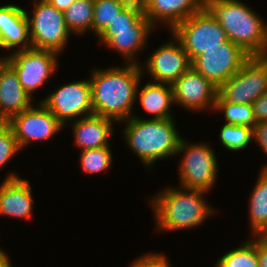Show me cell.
Wrapping results in <instances>:
<instances>
[{
  "mask_svg": "<svg viewBox=\"0 0 267 267\" xmlns=\"http://www.w3.org/2000/svg\"><path fill=\"white\" fill-rule=\"evenodd\" d=\"M142 68L140 64L113 66L105 70L94 67L89 78L94 114L115 123L131 118L138 97L137 86L144 72Z\"/></svg>",
  "mask_w": 267,
  "mask_h": 267,
  "instance_id": "obj_1",
  "label": "cell"
},
{
  "mask_svg": "<svg viewBox=\"0 0 267 267\" xmlns=\"http://www.w3.org/2000/svg\"><path fill=\"white\" fill-rule=\"evenodd\" d=\"M123 122L126 124L123 137L127 146L147 169L159 159L176 156L182 137L176 129L173 118L142 119L133 115Z\"/></svg>",
  "mask_w": 267,
  "mask_h": 267,
  "instance_id": "obj_2",
  "label": "cell"
},
{
  "mask_svg": "<svg viewBox=\"0 0 267 267\" xmlns=\"http://www.w3.org/2000/svg\"><path fill=\"white\" fill-rule=\"evenodd\" d=\"M206 191L181 187H166L150 203L155 214V229L185 230L201 225L216 212L204 200ZM213 213V214H212Z\"/></svg>",
  "mask_w": 267,
  "mask_h": 267,
  "instance_id": "obj_3",
  "label": "cell"
},
{
  "mask_svg": "<svg viewBox=\"0 0 267 267\" xmlns=\"http://www.w3.org/2000/svg\"><path fill=\"white\" fill-rule=\"evenodd\" d=\"M204 8L226 31L228 40L250 56L264 53L266 24L239 0H205Z\"/></svg>",
  "mask_w": 267,
  "mask_h": 267,
  "instance_id": "obj_4",
  "label": "cell"
},
{
  "mask_svg": "<svg viewBox=\"0 0 267 267\" xmlns=\"http://www.w3.org/2000/svg\"><path fill=\"white\" fill-rule=\"evenodd\" d=\"M153 29L144 16L141 0H132L97 38L125 57V64H139L137 53L144 50Z\"/></svg>",
  "mask_w": 267,
  "mask_h": 267,
  "instance_id": "obj_5",
  "label": "cell"
},
{
  "mask_svg": "<svg viewBox=\"0 0 267 267\" xmlns=\"http://www.w3.org/2000/svg\"><path fill=\"white\" fill-rule=\"evenodd\" d=\"M181 138L176 155L183 154L179 165L181 187L206 191L214 186L217 179V159L215 152L206 143L187 144Z\"/></svg>",
  "mask_w": 267,
  "mask_h": 267,
  "instance_id": "obj_6",
  "label": "cell"
},
{
  "mask_svg": "<svg viewBox=\"0 0 267 267\" xmlns=\"http://www.w3.org/2000/svg\"><path fill=\"white\" fill-rule=\"evenodd\" d=\"M267 91V57L250 56L218 87L216 102L252 104Z\"/></svg>",
  "mask_w": 267,
  "mask_h": 267,
  "instance_id": "obj_7",
  "label": "cell"
},
{
  "mask_svg": "<svg viewBox=\"0 0 267 267\" xmlns=\"http://www.w3.org/2000/svg\"><path fill=\"white\" fill-rule=\"evenodd\" d=\"M32 17L25 12L29 21L31 46L34 49L61 53L66 47L71 32L66 26L64 14L47 0H34Z\"/></svg>",
  "mask_w": 267,
  "mask_h": 267,
  "instance_id": "obj_8",
  "label": "cell"
},
{
  "mask_svg": "<svg viewBox=\"0 0 267 267\" xmlns=\"http://www.w3.org/2000/svg\"><path fill=\"white\" fill-rule=\"evenodd\" d=\"M171 32L181 42L191 62L205 50L228 41L226 31L205 8L180 22Z\"/></svg>",
  "mask_w": 267,
  "mask_h": 267,
  "instance_id": "obj_9",
  "label": "cell"
},
{
  "mask_svg": "<svg viewBox=\"0 0 267 267\" xmlns=\"http://www.w3.org/2000/svg\"><path fill=\"white\" fill-rule=\"evenodd\" d=\"M57 52L43 49L16 50L7 55V63L16 71L23 89L33 98L37 91L47 82L58 65Z\"/></svg>",
  "mask_w": 267,
  "mask_h": 267,
  "instance_id": "obj_10",
  "label": "cell"
},
{
  "mask_svg": "<svg viewBox=\"0 0 267 267\" xmlns=\"http://www.w3.org/2000/svg\"><path fill=\"white\" fill-rule=\"evenodd\" d=\"M249 57L240 46L228 40L205 50L191 62V66L219 87L237 73Z\"/></svg>",
  "mask_w": 267,
  "mask_h": 267,
  "instance_id": "obj_11",
  "label": "cell"
},
{
  "mask_svg": "<svg viewBox=\"0 0 267 267\" xmlns=\"http://www.w3.org/2000/svg\"><path fill=\"white\" fill-rule=\"evenodd\" d=\"M65 126L68 120H75L94 114L91 85L88 79L73 81L58 87L57 90L40 100Z\"/></svg>",
  "mask_w": 267,
  "mask_h": 267,
  "instance_id": "obj_12",
  "label": "cell"
},
{
  "mask_svg": "<svg viewBox=\"0 0 267 267\" xmlns=\"http://www.w3.org/2000/svg\"><path fill=\"white\" fill-rule=\"evenodd\" d=\"M37 105H32L9 120V126L21 149L32 142L46 141L63 128V125L42 102Z\"/></svg>",
  "mask_w": 267,
  "mask_h": 267,
  "instance_id": "obj_13",
  "label": "cell"
},
{
  "mask_svg": "<svg viewBox=\"0 0 267 267\" xmlns=\"http://www.w3.org/2000/svg\"><path fill=\"white\" fill-rule=\"evenodd\" d=\"M173 39L176 41L160 45L144 64L147 73L154 79L152 82L172 85L191 67L183 45L174 35Z\"/></svg>",
  "mask_w": 267,
  "mask_h": 267,
  "instance_id": "obj_14",
  "label": "cell"
},
{
  "mask_svg": "<svg viewBox=\"0 0 267 267\" xmlns=\"http://www.w3.org/2000/svg\"><path fill=\"white\" fill-rule=\"evenodd\" d=\"M174 104L191 111L214 109L218 87L192 66L172 84Z\"/></svg>",
  "mask_w": 267,
  "mask_h": 267,
  "instance_id": "obj_15",
  "label": "cell"
},
{
  "mask_svg": "<svg viewBox=\"0 0 267 267\" xmlns=\"http://www.w3.org/2000/svg\"><path fill=\"white\" fill-rule=\"evenodd\" d=\"M33 195L27 179L10 173L0 185V215L29 219L33 213Z\"/></svg>",
  "mask_w": 267,
  "mask_h": 267,
  "instance_id": "obj_16",
  "label": "cell"
},
{
  "mask_svg": "<svg viewBox=\"0 0 267 267\" xmlns=\"http://www.w3.org/2000/svg\"><path fill=\"white\" fill-rule=\"evenodd\" d=\"M205 0H141L144 16L149 22L165 23L173 30L180 22L204 8Z\"/></svg>",
  "mask_w": 267,
  "mask_h": 267,
  "instance_id": "obj_17",
  "label": "cell"
},
{
  "mask_svg": "<svg viewBox=\"0 0 267 267\" xmlns=\"http://www.w3.org/2000/svg\"><path fill=\"white\" fill-rule=\"evenodd\" d=\"M26 10L18 5L0 6V45L2 49L32 48ZM19 45V46H18ZM19 47V48H18Z\"/></svg>",
  "mask_w": 267,
  "mask_h": 267,
  "instance_id": "obj_18",
  "label": "cell"
},
{
  "mask_svg": "<svg viewBox=\"0 0 267 267\" xmlns=\"http://www.w3.org/2000/svg\"><path fill=\"white\" fill-rule=\"evenodd\" d=\"M33 101L21 86L16 71L6 63L0 69V113L9 121L34 105Z\"/></svg>",
  "mask_w": 267,
  "mask_h": 267,
  "instance_id": "obj_19",
  "label": "cell"
},
{
  "mask_svg": "<svg viewBox=\"0 0 267 267\" xmlns=\"http://www.w3.org/2000/svg\"><path fill=\"white\" fill-rule=\"evenodd\" d=\"M113 123V120L95 114L73 121L71 127L75 136V146L80 147L81 151L110 146L109 139L114 134Z\"/></svg>",
  "mask_w": 267,
  "mask_h": 267,
  "instance_id": "obj_20",
  "label": "cell"
},
{
  "mask_svg": "<svg viewBox=\"0 0 267 267\" xmlns=\"http://www.w3.org/2000/svg\"><path fill=\"white\" fill-rule=\"evenodd\" d=\"M140 83L141 81L137 86L136 94L139 95L138 100L142 109L153 115V119L173 118L170 111L174 103L172 85L148 81L139 92Z\"/></svg>",
  "mask_w": 267,
  "mask_h": 267,
  "instance_id": "obj_21",
  "label": "cell"
},
{
  "mask_svg": "<svg viewBox=\"0 0 267 267\" xmlns=\"http://www.w3.org/2000/svg\"><path fill=\"white\" fill-rule=\"evenodd\" d=\"M260 172L249 199V223L254 236L267 235V171Z\"/></svg>",
  "mask_w": 267,
  "mask_h": 267,
  "instance_id": "obj_22",
  "label": "cell"
},
{
  "mask_svg": "<svg viewBox=\"0 0 267 267\" xmlns=\"http://www.w3.org/2000/svg\"><path fill=\"white\" fill-rule=\"evenodd\" d=\"M94 0H76L63 14L69 31L83 35L92 30Z\"/></svg>",
  "mask_w": 267,
  "mask_h": 267,
  "instance_id": "obj_23",
  "label": "cell"
},
{
  "mask_svg": "<svg viewBox=\"0 0 267 267\" xmlns=\"http://www.w3.org/2000/svg\"><path fill=\"white\" fill-rule=\"evenodd\" d=\"M132 0H94L92 31L97 37Z\"/></svg>",
  "mask_w": 267,
  "mask_h": 267,
  "instance_id": "obj_24",
  "label": "cell"
},
{
  "mask_svg": "<svg viewBox=\"0 0 267 267\" xmlns=\"http://www.w3.org/2000/svg\"><path fill=\"white\" fill-rule=\"evenodd\" d=\"M215 267H258L255 236L251 237L250 240H246L238 248H234L222 255Z\"/></svg>",
  "mask_w": 267,
  "mask_h": 267,
  "instance_id": "obj_25",
  "label": "cell"
},
{
  "mask_svg": "<svg viewBox=\"0 0 267 267\" xmlns=\"http://www.w3.org/2000/svg\"><path fill=\"white\" fill-rule=\"evenodd\" d=\"M214 110L224 113L227 124L247 126L252 129L256 124L251 104L215 102Z\"/></svg>",
  "mask_w": 267,
  "mask_h": 267,
  "instance_id": "obj_26",
  "label": "cell"
},
{
  "mask_svg": "<svg viewBox=\"0 0 267 267\" xmlns=\"http://www.w3.org/2000/svg\"><path fill=\"white\" fill-rule=\"evenodd\" d=\"M219 138L222 145L229 151H240L252 142L253 129L225 123L220 129Z\"/></svg>",
  "mask_w": 267,
  "mask_h": 267,
  "instance_id": "obj_27",
  "label": "cell"
},
{
  "mask_svg": "<svg viewBox=\"0 0 267 267\" xmlns=\"http://www.w3.org/2000/svg\"><path fill=\"white\" fill-rule=\"evenodd\" d=\"M80 165L82 171L87 174H96L107 171L112 164V152L110 146L94 149H85L80 152Z\"/></svg>",
  "mask_w": 267,
  "mask_h": 267,
  "instance_id": "obj_28",
  "label": "cell"
},
{
  "mask_svg": "<svg viewBox=\"0 0 267 267\" xmlns=\"http://www.w3.org/2000/svg\"><path fill=\"white\" fill-rule=\"evenodd\" d=\"M21 150L12 128L8 125L0 132V168Z\"/></svg>",
  "mask_w": 267,
  "mask_h": 267,
  "instance_id": "obj_29",
  "label": "cell"
},
{
  "mask_svg": "<svg viewBox=\"0 0 267 267\" xmlns=\"http://www.w3.org/2000/svg\"><path fill=\"white\" fill-rule=\"evenodd\" d=\"M130 267H170V263L163 253H148L136 258Z\"/></svg>",
  "mask_w": 267,
  "mask_h": 267,
  "instance_id": "obj_30",
  "label": "cell"
},
{
  "mask_svg": "<svg viewBox=\"0 0 267 267\" xmlns=\"http://www.w3.org/2000/svg\"><path fill=\"white\" fill-rule=\"evenodd\" d=\"M253 140L258 143V146L267 157V121H261L255 124L253 127ZM262 170L267 171V165Z\"/></svg>",
  "mask_w": 267,
  "mask_h": 267,
  "instance_id": "obj_31",
  "label": "cell"
},
{
  "mask_svg": "<svg viewBox=\"0 0 267 267\" xmlns=\"http://www.w3.org/2000/svg\"><path fill=\"white\" fill-rule=\"evenodd\" d=\"M251 106L256 123L267 121V91L257 98Z\"/></svg>",
  "mask_w": 267,
  "mask_h": 267,
  "instance_id": "obj_32",
  "label": "cell"
},
{
  "mask_svg": "<svg viewBox=\"0 0 267 267\" xmlns=\"http://www.w3.org/2000/svg\"><path fill=\"white\" fill-rule=\"evenodd\" d=\"M258 267H267V235L255 236Z\"/></svg>",
  "mask_w": 267,
  "mask_h": 267,
  "instance_id": "obj_33",
  "label": "cell"
},
{
  "mask_svg": "<svg viewBox=\"0 0 267 267\" xmlns=\"http://www.w3.org/2000/svg\"><path fill=\"white\" fill-rule=\"evenodd\" d=\"M50 4H52L59 11L64 12L67 8H69L76 0H47Z\"/></svg>",
  "mask_w": 267,
  "mask_h": 267,
  "instance_id": "obj_34",
  "label": "cell"
},
{
  "mask_svg": "<svg viewBox=\"0 0 267 267\" xmlns=\"http://www.w3.org/2000/svg\"><path fill=\"white\" fill-rule=\"evenodd\" d=\"M0 267H13L10 258L4 252V250L0 251Z\"/></svg>",
  "mask_w": 267,
  "mask_h": 267,
  "instance_id": "obj_35",
  "label": "cell"
},
{
  "mask_svg": "<svg viewBox=\"0 0 267 267\" xmlns=\"http://www.w3.org/2000/svg\"><path fill=\"white\" fill-rule=\"evenodd\" d=\"M9 125V121L0 113V132Z\"/></svg>",
  "mask_w": 267,
  "mask_h": 267,
  "instance_id": "obj_36",
  "label": "cell"
},
{
  "mask_svg": "<svg viewBox=\"0 0 267 267\" xmlns=\"http://www.w3.org/2000/svg\"><path fill=\"white\" fill-rule=\"evenodd\" d=\"M0 48L2 49L1 45H0ZM7 56L5 55V57H1L0 59V69L7 63Z\"/></svg>",
  "mask_w": 267,
  "mask_h": 267,
  "instance_id": "obj_37",
  "label": "cell"
},
{
  "mask_svg": "<svg viewBox=\"0 0 267 267\" xmlns=\"http://www.w3.org/2000/svg\"><path fill=\"white\" fill-rule=\"evenodd\" d=\"M262 56L267 57V24H266V38H265L264 53Z\"/></svg>",
  "mask_w": 267,
  "mask_h": 267,
  "instance_id": "obj_38",
  "label": "cell"
}]
</instances>
